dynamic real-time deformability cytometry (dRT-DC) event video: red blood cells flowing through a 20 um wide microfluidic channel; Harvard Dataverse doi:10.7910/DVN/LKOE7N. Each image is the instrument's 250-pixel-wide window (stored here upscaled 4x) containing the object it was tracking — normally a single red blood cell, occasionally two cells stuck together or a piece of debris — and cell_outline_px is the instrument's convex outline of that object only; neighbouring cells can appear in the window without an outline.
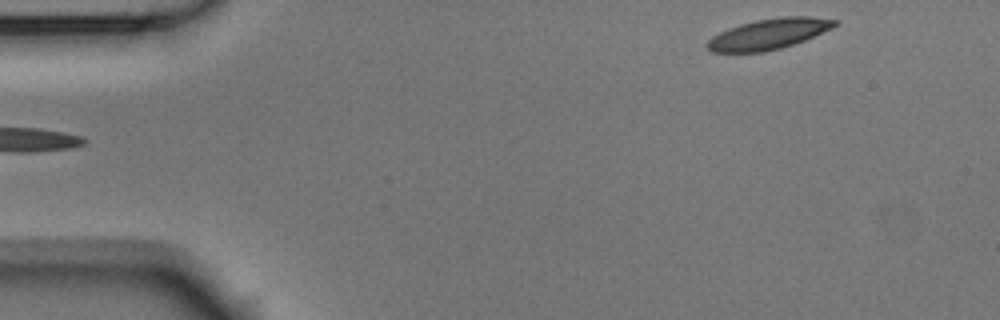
{"species": "Egyptian fruit bat (a non-hibernating species)", "species_latin": "Rousettus aegyptiacus", "temperature_condition": "room temperature", "stored_images_in_passage": 4, "camera_frame_rate_fps": 3000, "um_per_image_px": 0.085, "animal": {"sex": "male"}, "frame": {"image": 1, "passage_image": 1, "time_ms": 0.0, "image_size_px": [1000, 320], "cell_outline_px": [[840, 20], [832, 28], [804, 40], [780, 48], [764, 52], [712, 52], [704, 44], [712, 36], [728, 28], [740, 24], [756, 20], [780, 16], [812, 16]], "centroid_in_image_um": [65.33, 2.88], "position_along_channel_um": 19.7, "area_um2": 22.72}}